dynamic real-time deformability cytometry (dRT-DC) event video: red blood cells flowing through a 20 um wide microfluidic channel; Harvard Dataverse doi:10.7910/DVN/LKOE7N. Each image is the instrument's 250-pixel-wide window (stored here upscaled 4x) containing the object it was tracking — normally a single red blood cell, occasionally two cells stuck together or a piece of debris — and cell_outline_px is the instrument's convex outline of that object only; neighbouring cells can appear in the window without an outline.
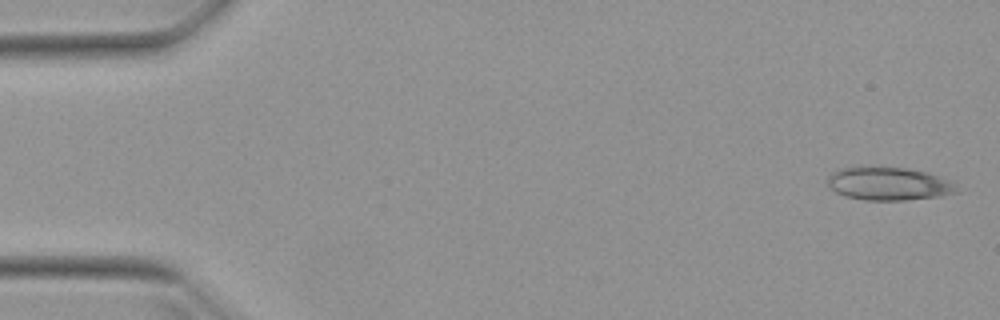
{"species": "Egyptian fruit bat (a non-hibernating species)", "species_latin": "Rousettus aegyptiacus", "temperature_condition": "warm", "stored_images_in_passage": 9, "camera_frame_rate_fps": 3000, "um_per_image_px": 0.085, "animal": {"sex": "female"}, "frame": {"image": 1, "passage_image": 1, "time_ms": 0.0, "image_size_px": [1000, 320], "cell_outline_px": [[960, 192], [940, 196], [904, 200], [864, 200], [844, 196], [828, 188], [828, 176], [832, 172], [840, 168], [908, 168], [924, 172], [948, 180]], "centroid_in_image_um": [75.49, 15.64], "position_along_channel_um": 9.5, "area_um2": 24.45}}